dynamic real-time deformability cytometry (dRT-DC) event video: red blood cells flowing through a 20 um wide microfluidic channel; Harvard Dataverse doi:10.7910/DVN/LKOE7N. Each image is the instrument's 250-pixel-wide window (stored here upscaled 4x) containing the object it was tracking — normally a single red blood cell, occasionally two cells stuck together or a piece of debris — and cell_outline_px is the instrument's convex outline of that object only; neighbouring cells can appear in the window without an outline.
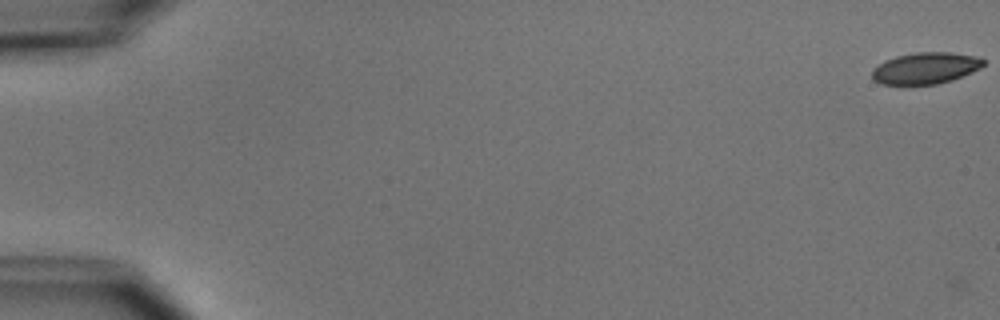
{"species": "common noctule bat (a hibernating species)", "species_latin": "Nyctalus noctula", "temperature_condition": "cold", "stored_images_in_passage": 10, "camera_frame_rate_fps": 3000, "um_per_image_px": 0.085, "animal": {"sex": "male", "body_mass_g": 15.6}, "frame": {"image": 1, "passage_image": 1, "time_ms": 0.0, "image_size_px": [1000, 320], "cell_outline_px": [[984, 64], [980, 68], [972, 72], [952, 80], [936, 84], [880, 84], [872, 80], [872, 68], [884, 60], [896, 56], [916, 52], [948, 52], [976, 56], [984, 60]], "centroid_in_image_um": [78.63, 5.79], "position_along_channel_um": 6.4, "area_um2": 20.46}}